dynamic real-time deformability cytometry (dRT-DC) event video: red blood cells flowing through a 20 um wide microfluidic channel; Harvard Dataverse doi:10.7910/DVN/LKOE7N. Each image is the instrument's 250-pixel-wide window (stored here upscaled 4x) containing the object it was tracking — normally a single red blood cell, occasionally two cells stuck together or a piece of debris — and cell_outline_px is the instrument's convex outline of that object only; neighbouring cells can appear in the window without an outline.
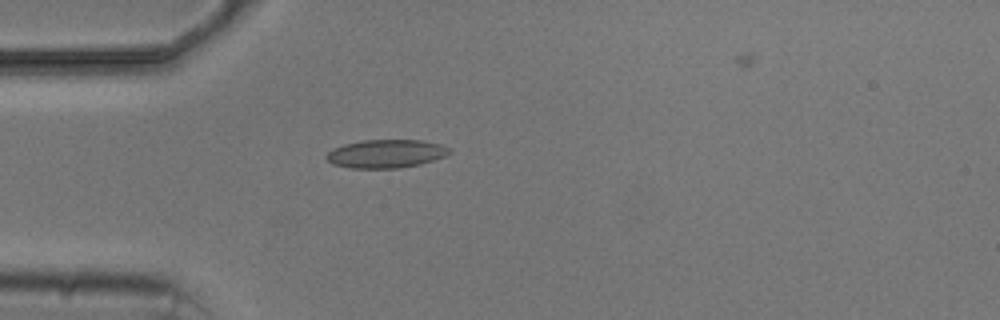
{"species": "common noctule bat (a hibernating species)", "species_latin": "Nyctalus noctula", "temperature_condition": "cold", "stored_images_in_passage": 5, "camera_frame_rate_fps": 3000, "um_per_image_px": 0.085, "animal": {"sex": "male", "body_mass_g": 20.5, "forearm_length_mm": 52.5}, "frame": {"image": 1, "passage_image": 4, "time_ms": 4.0, "image_size_px": [1000, 320], "cell_outline_px": [[452, 152], [444, 156], [420, 164], [400, 168], [352, 168], [332, 164], [324, 156], [332, 148], [344, 144], [360, 140], [424, 140], [440, 144], [448, 148]], "centroid_in_image_um": [32.78, 13.06], "position_along_channel_um": 52.2, "area_um2": 20.35}}